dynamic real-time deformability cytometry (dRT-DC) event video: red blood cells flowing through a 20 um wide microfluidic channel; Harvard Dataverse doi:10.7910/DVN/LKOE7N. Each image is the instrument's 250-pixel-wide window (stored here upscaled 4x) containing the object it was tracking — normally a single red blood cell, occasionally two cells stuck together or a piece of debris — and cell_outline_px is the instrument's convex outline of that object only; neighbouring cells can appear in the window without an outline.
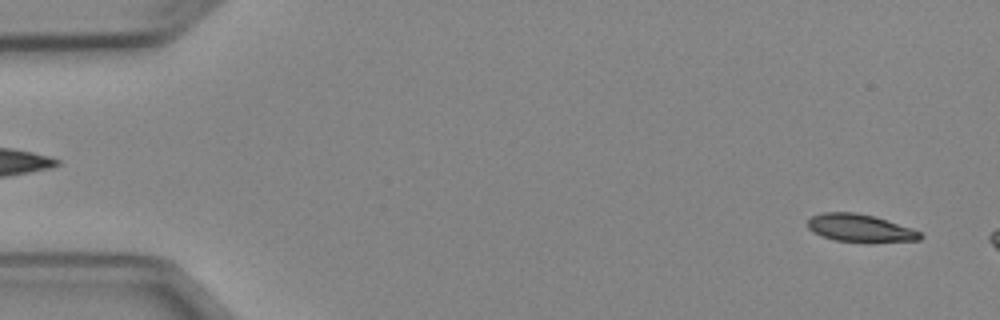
{"species": "Egyptian fruit bat (a non-hibernating species)", "species_latin": "Rousettus aegyptiacus", "temperature_condition": "cold", "stored_images_in_passage": 8, "camera_frame_rate_fps": 3000, "um_per_image_px": 0.085, "animal": {"sex": "female"}, "frame": {"image": 1, "passage_image": 2, "time_ms": 0.333, "image_size_px": [1000, 320], "cell_outline_px": [[924, 236], [920, 240], [836, 240], [820, 236], [812, 232], [808, 228], [808, 220], [812, 216], [824, 212], [856, 212], [872, 216], [912, 228], [920, 232]], "centroid_in_image_um": [73.04, 19.35], "position_along_channel_um": 12.0, "area_um2": 17.4}}